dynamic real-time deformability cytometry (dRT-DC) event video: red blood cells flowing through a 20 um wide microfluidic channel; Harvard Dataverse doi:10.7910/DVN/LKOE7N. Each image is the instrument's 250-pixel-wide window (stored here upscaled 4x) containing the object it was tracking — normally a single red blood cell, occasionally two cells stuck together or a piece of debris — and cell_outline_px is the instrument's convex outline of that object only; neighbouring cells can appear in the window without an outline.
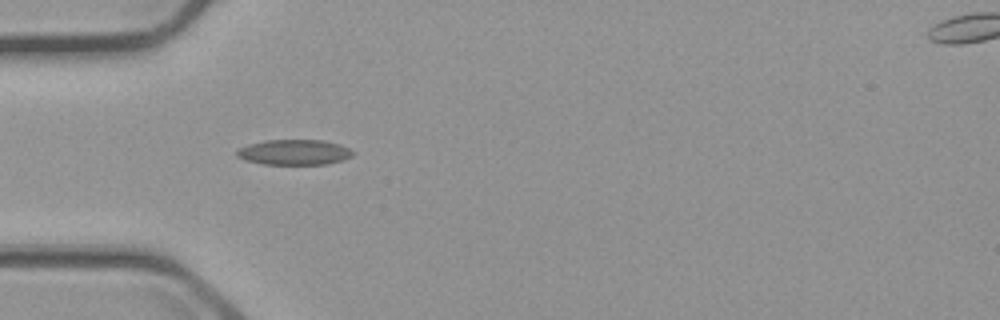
{"species": "common noctule bat (a hibernating species)", "species_latin": "Nyctalus noctula", "temperature_condition": "cold", "stored_images_in_passage": 4, "camera_frame_rate_fps": 3000, "um_per_image_px": 0.085, "animal": {"sex": "male", "body_mass_g": 23.1, "forearm_length_mm": 52.7}, "frame": {"image": 1, "passage_image": 2, "time_ms": 1.0, "image_size_px": [1000, 320], "cell_outline_px": [[352, 156], [328, 164], [264, 164], [244, 160], [236, 156], [236, 152], [240, 148], [248, 144], [264, 140], [324, 140], [340, 144], [348, 148], [352, 152]], "centroid_in_image_um": [24.97, 12.93], "position_along_channel_um": 60.0, "area_um2": 17.05}}
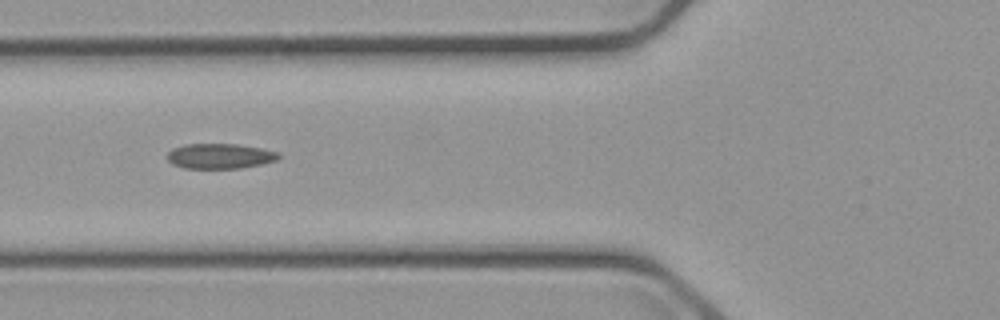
{"frame": {"image": 2, "passage_image": 3, "time_ms": 2.333, "image_size_px": [1000, 320], "cell_outline_px": [[280, 156], [276, 160], [260, 164], [240, 168], [184, 168], [172, 164], [168, 160], [168, 152], [172, 148], [184, 144], [236, 144], [260, 148], [276, 152]], "centroid_in_image_um": [18.64, 13.26], "position_along_channel_um": 107.2, "area_um2": 16.13}}
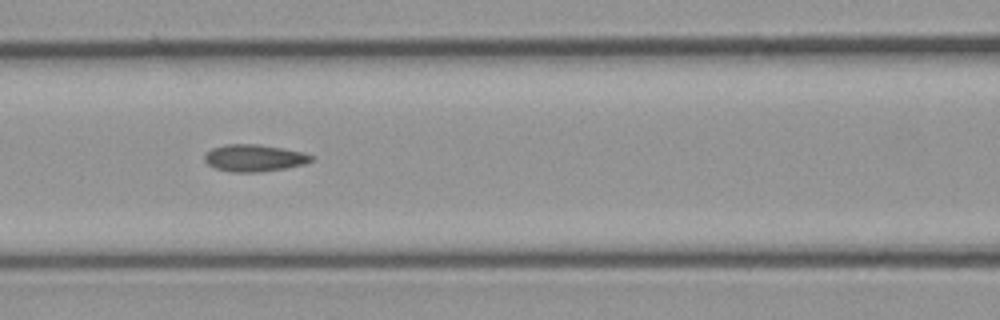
{"frame": {"image": 3, "passage_image": 4, "time_ms": 3.333, "image_size_px": [1000, 320], "cell_outline_px": [[312, 160], [304, 164], [284, 168], [260, 172], [232, 172], [216, 168], [208, 164], [204, 160], [204, 152], [212, 148], [224, 144], [256, 144], [280, 148], [300, 152], [312, 156]], "centroid_in_image_um": [21.53, 13.43], "position_along_channel_um": 145.1, "area_um2": 16.59}}